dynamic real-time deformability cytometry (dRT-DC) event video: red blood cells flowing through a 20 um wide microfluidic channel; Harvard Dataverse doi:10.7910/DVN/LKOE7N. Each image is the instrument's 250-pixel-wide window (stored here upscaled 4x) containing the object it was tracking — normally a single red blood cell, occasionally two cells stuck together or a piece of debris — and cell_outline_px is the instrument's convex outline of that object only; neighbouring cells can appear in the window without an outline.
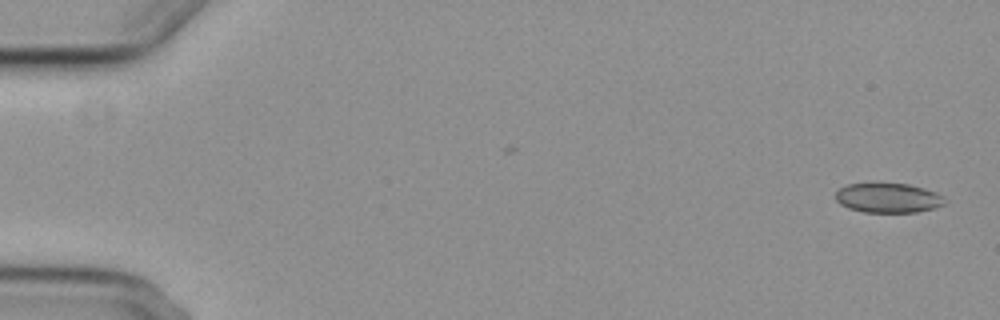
{"species": "common noctule bat (a hibernating species)", "species_latin": "Nyctalus noctula", "temperature_condition": "cold", "stored_images_in_passage": 2, "camera_frame_rate_fps": 3000, "um_per_image_px": 0.085, "animal": {"sex": "female", "body_mass_g": 29.2, "forearm_length_mm": 56.3}, "frame": {"image": 1, "passage_image": 2, "time_ms": 2.0, "image_size_px": [1000, 320], "cell_outline_px": [[944, 204], [932, 208], [916, 212], [864, 212], [848, 208], [840, 204], [836, 200], [836, 192], [840, 188], [848, 184], [908, 184], [924, 188], [936, 192], [944, 196]], "centroid_in_image_um": [75.48, 16.83], "position_along_channel_um": 9.5, "area_um2": 18.61}}